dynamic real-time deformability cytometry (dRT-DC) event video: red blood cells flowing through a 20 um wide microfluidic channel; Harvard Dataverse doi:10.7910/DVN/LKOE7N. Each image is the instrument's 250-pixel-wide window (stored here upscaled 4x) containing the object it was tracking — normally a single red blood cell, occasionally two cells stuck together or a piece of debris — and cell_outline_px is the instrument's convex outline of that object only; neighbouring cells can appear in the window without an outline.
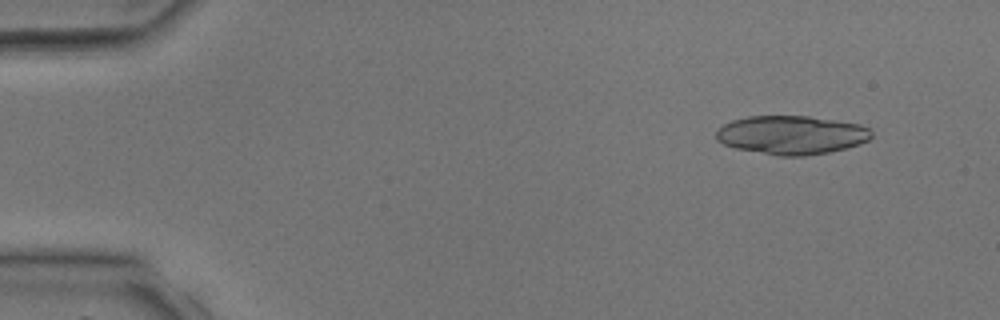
{"species": "common noctule bat (a hibernating species)", "species_latin": "Nyctalus noctula", "temperature_condition": "room temperature", "stored_images_in_passage": 5, "camera_frame_rate_fps": 3000, "um_per_image_px": 0.085, "animal": {"sex": "male", "body_mass_g": 17.9, "forearm_length_mm": 54.2}, "frame": {"image": 1, "passage_image": 2, "time_ms": 1.0, "image_size_px": [1000, 320], "cell_outline_px": [[872, 136], [868, 140], [860, 144], [828, 152], [804, 156], [776, 156], [736, 148], [724, 144], [716, 140], [716, 132], [724, 124], [732, 120], [748, 116], [808, 116], [836, 120], [860, 124], [872, 128]], "centroid_in_image_um": [67.29, 11.47], "position_along_channel_um": 17.7, "area_um2": 35.14}}